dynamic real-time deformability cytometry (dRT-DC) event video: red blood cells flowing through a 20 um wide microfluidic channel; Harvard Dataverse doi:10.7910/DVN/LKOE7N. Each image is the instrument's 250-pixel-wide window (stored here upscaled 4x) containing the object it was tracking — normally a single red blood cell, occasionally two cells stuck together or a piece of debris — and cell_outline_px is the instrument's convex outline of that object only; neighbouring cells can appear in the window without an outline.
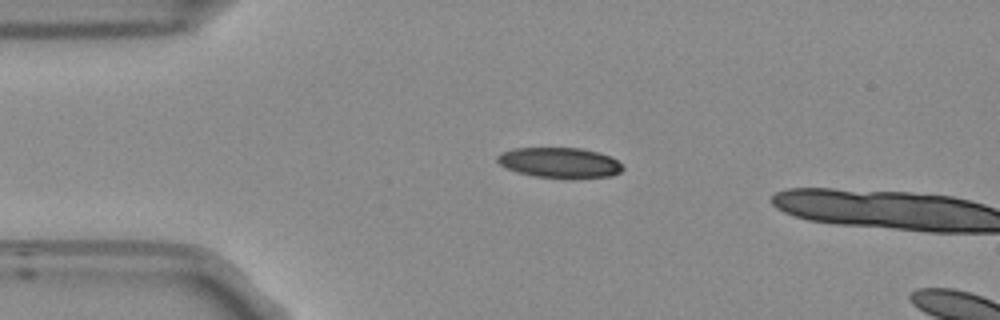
{"species": "Egyptian fruit bat (a non-hibernating species)", "species_latin": "Rousettus aegyptiacus", "temperature_condition": "room temperature", "stored_images_in_passage": 3, "camera_frame_rate_fps": 3000, "um_per_image_px": 0.085, "frame": {"image": 1, "passage_image": 1, "time_ms": 0.0, "image_size_px": [1000, 320], "cell_outline_px": [[624, 168], [620, 172], [612, 176], [572, 180], [532, 176], [516, 172], [500, 164], [496, 160], [496, 156], [500, 152], [516, 148], [580, 148], [596, 152], [608, 156], [616, 160]], "centroid_in_image_um": [47.55, 13.86], "position_along_channel_um": 37.4, "area_um2": 22.54}}